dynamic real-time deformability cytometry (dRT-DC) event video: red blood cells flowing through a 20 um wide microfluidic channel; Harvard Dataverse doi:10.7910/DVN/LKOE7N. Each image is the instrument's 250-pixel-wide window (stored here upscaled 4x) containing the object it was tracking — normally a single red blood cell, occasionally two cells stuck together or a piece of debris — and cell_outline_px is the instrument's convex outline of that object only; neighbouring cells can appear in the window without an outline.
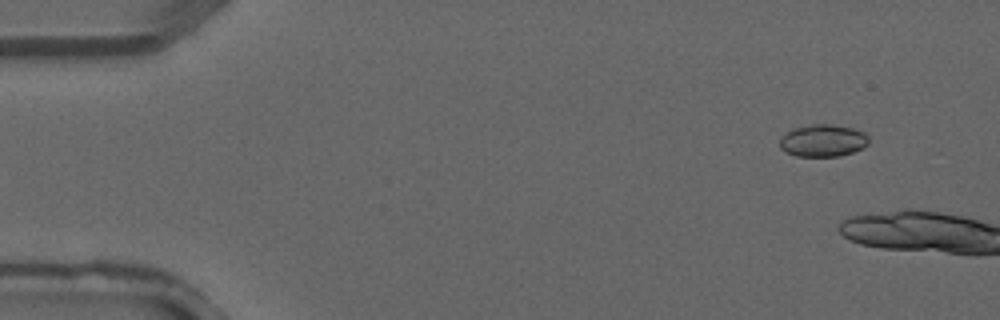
{"species": "common noctule bat (a hibernating species)", "species_latin": "Nyctalus noctula", "temperature_condition": "warm", "stored_images_in_passage": 2, "camera_frame_rate_fps": 3000, "um_per_image_px": 0.085, "animal": {"sex": "male", "forearm_length_mm": 52.5}, "frame": {"image": 1, "passage_image": 1, "time_ms": 0.0, "image_size_px": [1000, 320], "cell_outline_px": [[868, 144], [864, 148], [840, 156], [796, 156], [784, 152], [780, 148], [780, 140], [792, 128], [812, 124], [832, 124], [852, 128], [864, 132], [868, 136]], "centroid_in_image_um": [69.96, 11.95], "position_along_channel_um": 15.0, "area_um2": 16.76}}